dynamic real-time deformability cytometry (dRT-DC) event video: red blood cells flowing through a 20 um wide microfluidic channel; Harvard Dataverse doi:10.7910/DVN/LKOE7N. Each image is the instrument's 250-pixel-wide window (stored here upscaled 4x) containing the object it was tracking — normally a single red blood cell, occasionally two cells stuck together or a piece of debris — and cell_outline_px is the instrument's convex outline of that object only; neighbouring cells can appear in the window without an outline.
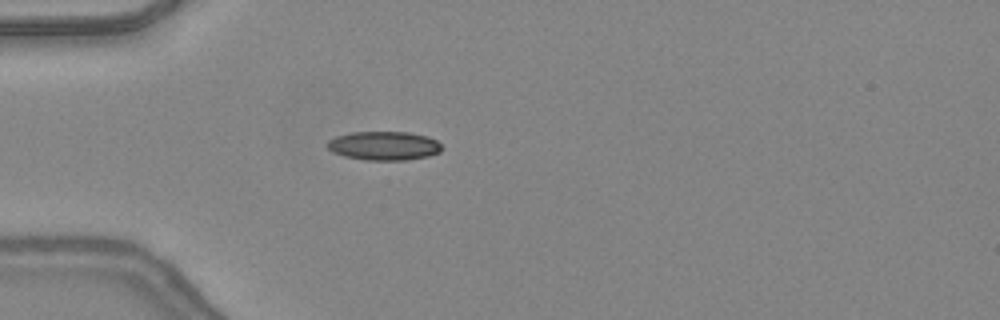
{"species": "common noctule bat (a hibernating species)", "species_latin": "Nyctalus noctula", "temperature_condition": "warm", "stored_images_in_passage": 35, "camera_frame_rate_fps": 3000, "um_per_image_px": 0.085, "animal": {"sex": "female", "body_mass_g": 24.6, "forearm_length_mm": 56.2}, "frame": {"image": 1, "passage_image": 2, "time_ms": 0.333, "image_size_px": [1000, 320], "cell_outline_px": [[444, 148], [440, 152], [428, 156], [404, 160], [364, 160], [344, 156], [332, 152], [324, 144], [328, 140], [336, 136], [352, 132], [408, 132], [428, 136], [436, 140]], "centroid_in_image_um": [32.62, 12.39], "position_along_channel_um": 52.4, "area_um2": 19.42}}
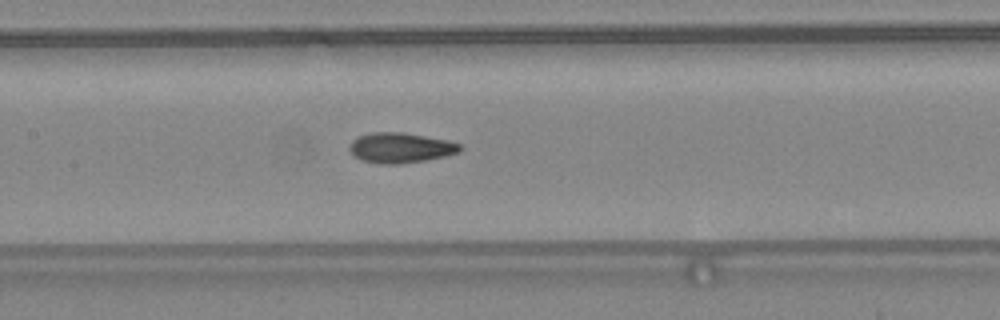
{"frame": {"image": 2, "passage_image": 11, "time_ms": 3.333, "image_size_px": [1000, 320], "cell_outline_px": [[464, 148], [460, 152], [444, 156], [424, 160], [400, 164], [380, 164], [360, 160], [348, 148], [352, 140], [360, 136], [372, 132], [404, 132], [448, 140], [460, 144]], "centroid_in_image_um": [34.06, 12.56], "position_along_channel_um": 173.3, "area_um2": 19.48}}
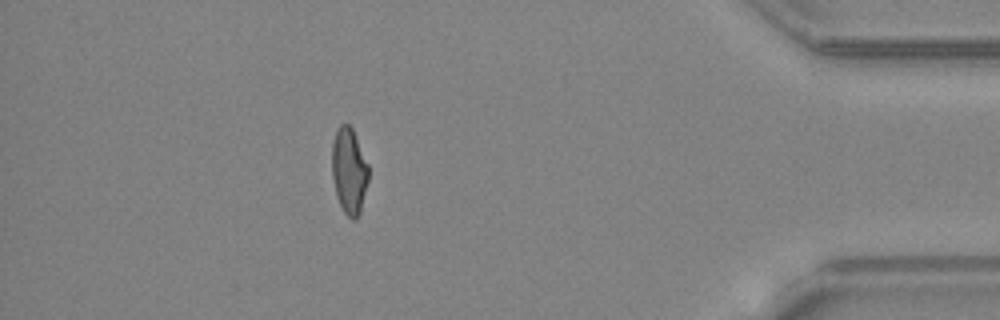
{"frame": {"image": 3, "passage_image": 30, "time_ms": 9.667, "image_size_px": [1000, 320], "cell_outline_px": [[368, 180], [360, 212], [356, 220], [352, 220], [344, 212], [336, 196], [332, 176], [332, 140], [340, 124], [348, 124], [352, 128], [368, 164]], "centroid_in_image_um": [29.66, 14.53], "position_along_channel_um": 405.5, "area_um2": 18.26}, "authors_computed_cell_mechanics": {"area_um2": 18.785, "velocity_mm_per_s": 4.4036, "shape_relaxation_time_tau1_ms": null, "shape_relaxation_time_tau2_ms": 1.6076, "deformation_change_tau1": null, "deformation_change_tau2": 0.073}}